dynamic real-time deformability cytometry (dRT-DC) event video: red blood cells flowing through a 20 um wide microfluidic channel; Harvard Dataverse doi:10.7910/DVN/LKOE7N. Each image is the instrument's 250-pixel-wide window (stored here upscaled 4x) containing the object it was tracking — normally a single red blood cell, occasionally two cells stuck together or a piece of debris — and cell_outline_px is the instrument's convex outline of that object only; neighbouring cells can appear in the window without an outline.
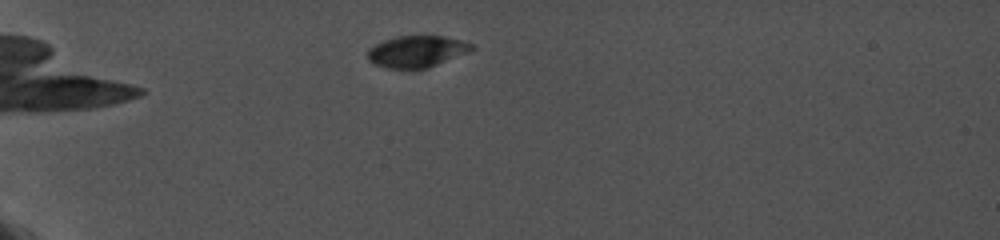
{"species": "common noctule bat (a hibernating species)", "species_latin": "Nyctalus noctula", "temperature_condition": "cold", "stored_images_in_passage": 32, "camera_frame_rate_fps": 5000, "um_per_image_px": 0.085, "animal": {"sex": "female", "body_mass_g": 19.0, "forearm_length_mm": 56.7}, "frame": {"image": 1, "passage_image": 27, "time_ms": 3.4, "image_size_px": [1000, 240], "cell_outline_px": [[476, 48], [468, 52], [428, 68], [412, 72], [388, 68], [372, 64], [368, 60], [368, 48], [384, 40], [396, 36], [444, 36], [476, 44]], "centroid_in_image_um": [35.41, 4.41], "position_along_channel_um": 49.6, "area_um2": 19.77}}